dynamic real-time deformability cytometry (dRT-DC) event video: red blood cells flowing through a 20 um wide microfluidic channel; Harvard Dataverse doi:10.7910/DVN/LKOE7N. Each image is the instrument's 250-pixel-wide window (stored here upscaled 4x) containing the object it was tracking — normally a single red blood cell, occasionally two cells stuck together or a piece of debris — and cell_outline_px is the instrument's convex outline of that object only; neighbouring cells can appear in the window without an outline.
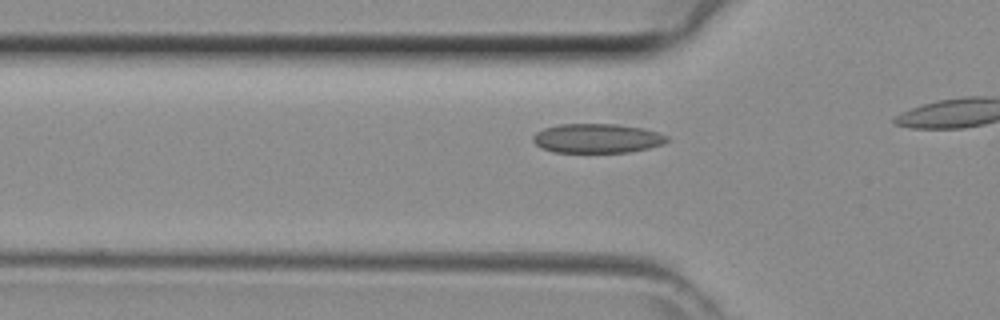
{"species": "common noctule bat (a hibernating species)", "species_latin": "Nyctalus noctula", "temperature_condition": "room temperature", "stored_images_in_passage": 8, "camera_frame_rate_fps": 3000, "um_per_image_px": 0.085, "animal": {"sex": "female", "body_mass_g": 29.2, "forearm_length_mm": 56.3}, "frame": {"image": 1, "passage_image": 4, "time_ms": 1.0, "image_size_px": [1000, 320], "cell_outline_px": [[668, 140], [664, 144], [648, 148], [628, 152], [552, 152], [536, 144], [532, 140], [532, 136], [536, 132], [544, 128], [560, 124], [616, 124], [644, 128], [668, 136]], "centroid_in_image_um": [50.75, 11.75], "position_along_channel_um": 75.0, "area_um2": 22.83}}
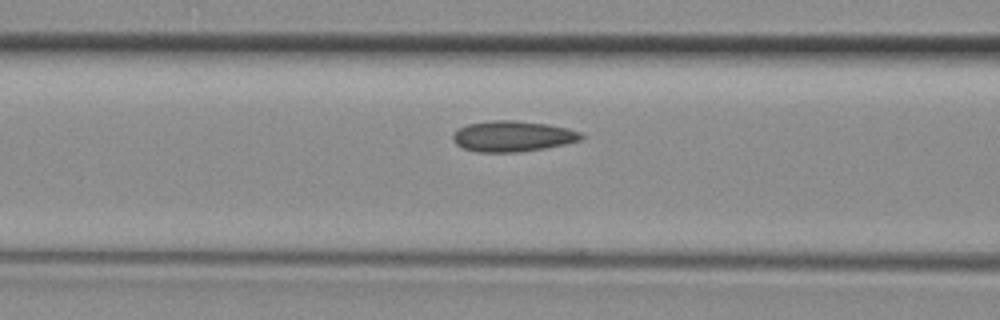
{"frame": {"image": 2, "passage_image": 7, "time_ms": 2.0, "image_size_px": [1000, 320], "cell_outline_px": [[584, 136], [580, 140], [564, 144], [544, 148], [520, 152], [476, 152], [464, 148], [456, 144], [452, 136], [460, 128], [468, 124], [492, 120], [512, 120], [548, 124], [568, 128], [580, 132]], "centroid_in_image_um": [43.59, 11.58], "position_along_channel_um": 123.0, "area_um2": 22.83}}